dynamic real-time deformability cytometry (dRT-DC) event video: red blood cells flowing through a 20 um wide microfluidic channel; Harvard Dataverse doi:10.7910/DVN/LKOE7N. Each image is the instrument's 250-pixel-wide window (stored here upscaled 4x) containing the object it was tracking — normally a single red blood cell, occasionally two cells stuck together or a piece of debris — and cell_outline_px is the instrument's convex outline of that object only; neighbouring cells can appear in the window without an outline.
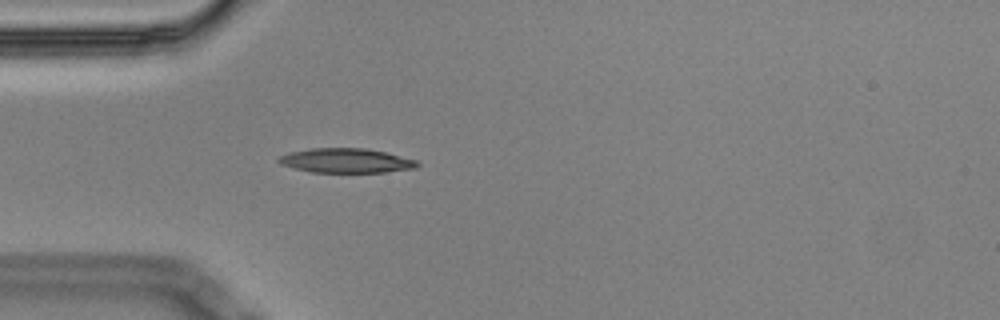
{"species": "Egyptian fruit bat (a non-hibernating species)", "species_latin": "Rousettus aegyptiacus", "temperature_condition": "cold", "stored_images_in_passage": 5, "camera_frame_rate_fps": 3000, "um_per_image_px": 0.085, "animal": {"sex": "male"}, "frame": {"image": 1, "passage_image": 5, "time_ms": 1.333, "image_size_px": [1000, 320], "cell_outline_px": [[420, 164], [416, 168], [384, 172], [312, 172], [280, 164], [276, 160], [280, 156], [288, 152], [312, 148], [364, 148], [384, 152], [416, 160]], "centroid_in_image_um": [29.39, 13.65], "position_along_channel_um": 55.6, "area_um2": 19.59}}